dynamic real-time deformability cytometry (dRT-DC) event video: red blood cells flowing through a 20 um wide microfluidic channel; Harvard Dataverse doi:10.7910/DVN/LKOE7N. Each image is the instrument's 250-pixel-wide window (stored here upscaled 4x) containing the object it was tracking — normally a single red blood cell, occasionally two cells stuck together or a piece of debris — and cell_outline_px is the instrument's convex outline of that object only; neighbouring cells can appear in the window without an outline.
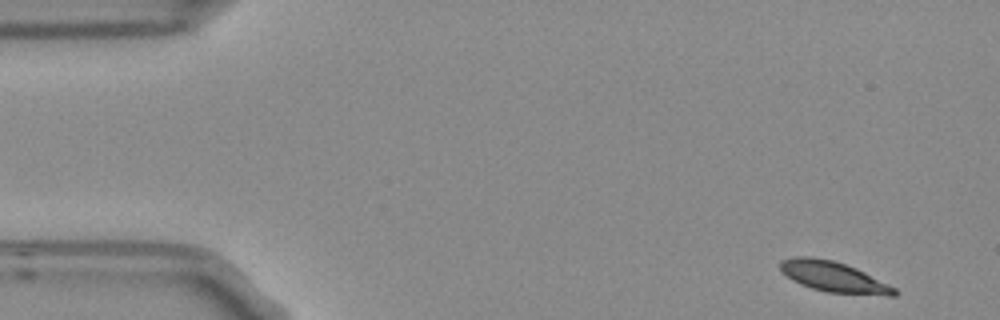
{"species": "Egyptian fruit bat (a non-hibernating species)", "species_latin": "Rousettus aegyptiacus", "temperature_condition": "room temperature", "stored_images_in_passage": 4, "camera_frame_rate_fps": 3000, "um_per_image_px": 0.085, "frame": {"image": 1, "passage_image": 1, "time_ms": 0.0, "image_size_px": [1000, 320], "cell_outline_px": [[896, 296], [888, 296], [824, 292], [800, 284], [792, 280], [780, 272], [780, 260], [796, 256], [812, 256], [832, 260], [856, 268], [896, 288]], "centroid_in_image_um": [70.82, 23.53], "position_along_channel_um": 14.2, "area_um2": 20.4}}
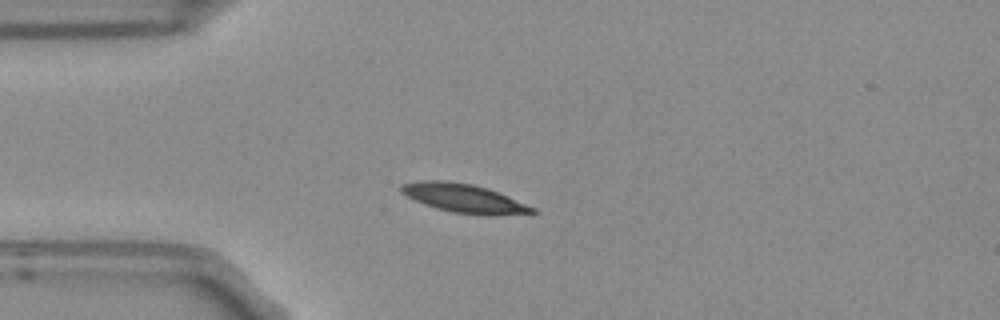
{"frame": {"image": 2, "passage_image": 4, "time_ms": 1.0, "image_size_px": [1000, 320], "cell_outline_px": [[536, 212], [492, 216], [488, 216], [452, 212], [436, 208], [424, 204], [400, 192], [400, 184], [420, 180], [448, 180], [472, 184], [488, 188], [536, 208]], "centroid_in_image_um": [39.41, 16.84], "position_along_channel_um": 45.6, "area_um2": 21.96}}